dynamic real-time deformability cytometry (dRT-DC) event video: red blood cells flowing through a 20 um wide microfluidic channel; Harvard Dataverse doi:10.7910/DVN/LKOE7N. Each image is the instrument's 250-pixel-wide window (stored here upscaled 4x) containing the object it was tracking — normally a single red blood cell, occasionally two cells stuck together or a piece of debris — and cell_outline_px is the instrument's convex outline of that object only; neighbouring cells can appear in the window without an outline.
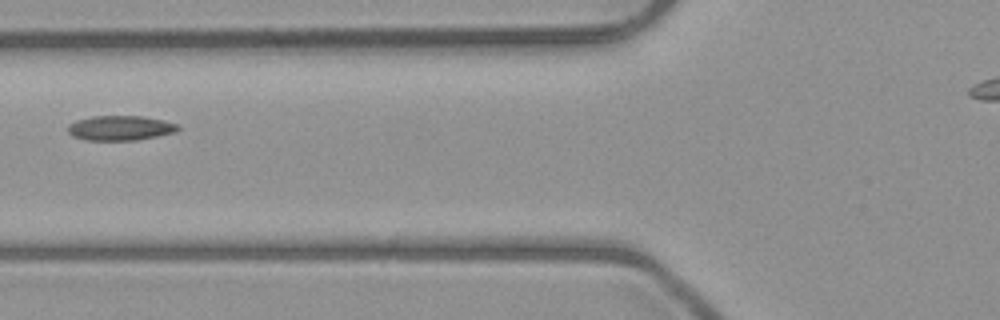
{"species": "common noctule bat (a hibernating species)", "species_latin": "Nyctalus noctula", "temperature_condition": "room temperature", "stored_images_in_passage": 3, "camera_frame_rate_fps": 3000, "um_per_image_px": 0.085, "animal": {"sex": "male", "body_mass_g": 23.1, "forearm_length_mm": 52.7}, "frame": {"image": 1, "passage_image": 2, "time_ms": 1.333, "image_size_px": [1000, 320], "cell_outline_px": [[180, 128], [176, 132], [136, 140], [88, 140], [72, 136], [68, 132], [68, 124], [76, 120], [92, 116], [144, 116], [164, 120], [180, 124]], "centroid_in_image_um": [10.24, 10.87], "position_along_channel_um": 115.6, "area_um2": 16.01}}
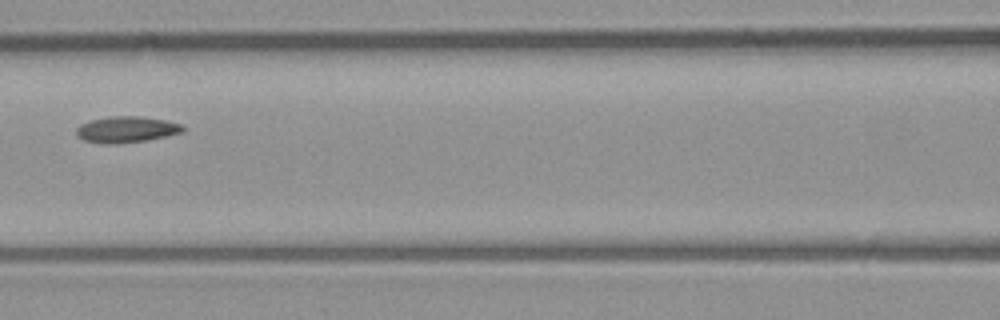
{"frame": {"image": 2, "passage_image": 3, "time_ms": 2.333, "image_size_px": [1000, 320], "cell_outline_px": [[184, 132], [144, 140], [116, 144], [104, 144], [84, 140], [76, 136], [76, 128], [80, 124], [92, 120], [112, 116], [140, 116], [164, 120], [180, 124], [184, 128]], "centroid_in_image_um": [10.7, 11.01], "position_along_channel_um": 155.9, "area_um2": 16.07}}